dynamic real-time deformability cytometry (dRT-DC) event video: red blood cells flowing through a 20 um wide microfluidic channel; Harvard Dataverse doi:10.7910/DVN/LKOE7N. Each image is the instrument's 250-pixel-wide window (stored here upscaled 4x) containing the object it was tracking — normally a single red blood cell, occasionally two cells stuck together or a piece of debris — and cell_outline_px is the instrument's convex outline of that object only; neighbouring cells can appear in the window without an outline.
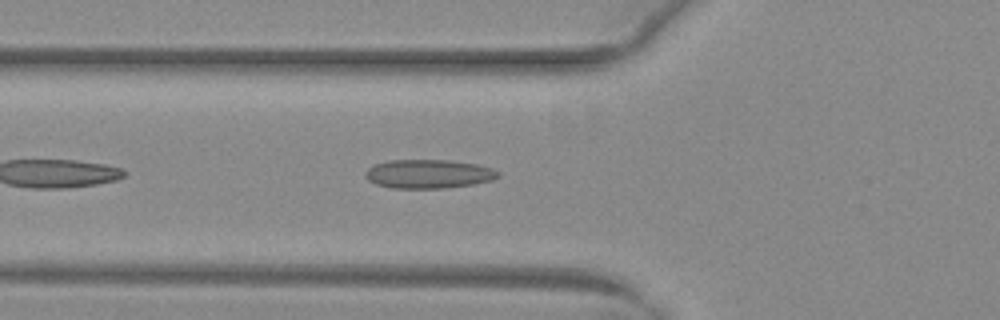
{"species": "common noctule bat (a hibernating species)", "species_latin": "Nyctalus noctula", "temperature_condition": "warm", "stored_images_in_passage": 36, "camera_frame_rate_fps": 3000, "um_per_image_px": 0.085, "animal": {"sex": "female", "body_mass_g": 29.2, "forearm_length_mm": 56.3}, "frame": {"image": 1, "passage_image": 6, "time_ms": 1.667, "image_size_px": [1000, 320], "cell_outline_px": [[500, 176], [492, 180], [472, 184], [440, 188], [392, 188], [376, 184], [368, 180], [364, 176], [364, 172], [372, 164], [388, 160], [448, 160], [476, 164], [492, 168], [500, 172]], "centroid_in_image_um": [36.38, 14.77], "position_along_channel_um": 89.4, "area_um2": 22.37}}
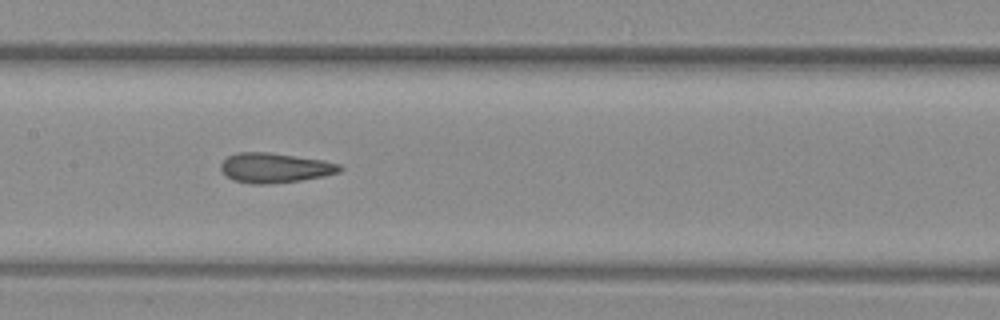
{"frame": {"image": 2, "passage_image": 13, "time_ms": 4.0, "image_size_px": [1000, 320], "cell_outline_px": [[344, 168], [340, 172], [324, 176], [300, 180], [268, 184], [252, 184], [232, 180], [220, 168], [220, 164], [228, 156], [236, 152], [268, 152], [324, 160], [340, 164]], "centroid_in_image_um": [23.38, 14.26], "position_along_channel_um": 184.0, "area_um2": 20.69}}
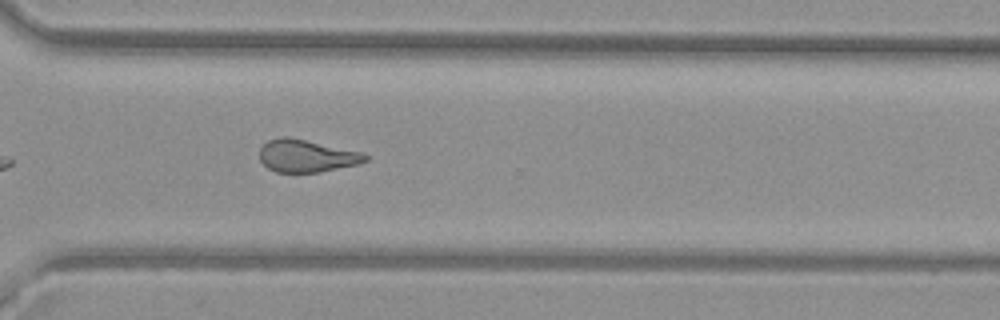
{"frame": {"image": 3, "passage_image": 25, "time_ms": 8.0, "image_size_px": [1000, 320], "cell_outline_px": [[368, 160], [356, 164], [320, 172], [276, 172], [268, 168], [260, 160], [260, 148], [268, 140], [280, 136], [288, 136], [360, 152], [368, 156]], "centroid_in_image_um": [26.01, 13.24], "position_along_channel_um": 344.6, "area_um2": 19.77}, "authors_computed_cell_mechanics": {"area_um2": 20.6346, "velocity_mm_per_s": 4.031, "shape_relaxation_time_tau1_ms": null, "shape_relaxation_time_tau2_ms": 1.3215, "deformation_change_tau1": null, "deformation_change_tau2": 0.0794}}